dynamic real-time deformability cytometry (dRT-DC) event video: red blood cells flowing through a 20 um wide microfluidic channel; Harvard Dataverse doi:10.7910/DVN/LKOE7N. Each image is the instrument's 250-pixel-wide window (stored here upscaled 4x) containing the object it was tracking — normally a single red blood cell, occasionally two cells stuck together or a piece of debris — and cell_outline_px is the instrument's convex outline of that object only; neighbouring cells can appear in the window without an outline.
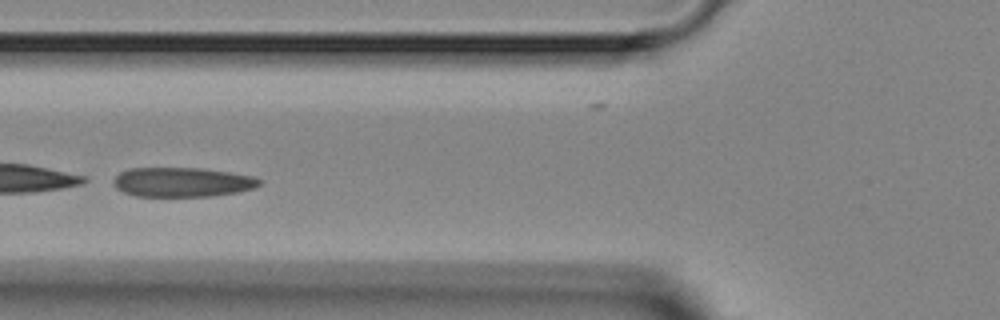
{"species": "Egyptian fruit bat (a non-hibernating species)", "species_latin": "Rousettus aegyptiacus", "temperature_condition": "room temperature", "stored_images_in_passage": 8, "camera_frame_rate_fps": 3000, "um_per_image_px": 0.085, "animal": {"sex": "female"}, "frame": {"image": 1, "passage_image": 6, "time_ms": 6.667, "image_size_px": [1000, 320], "cell_outline_px": [[264, 180], [256, 188], [236, 192], [212, 196], [136, 196], [124, 192], [116, 188], [112, 180], [120, 172], [128, 168], [200, 168], [228, 172], [252, 176]], "centroid_in_image_um": [15.49, 15.48], "position_along_channel_um": 110.3, "area_um2": 25.09}}
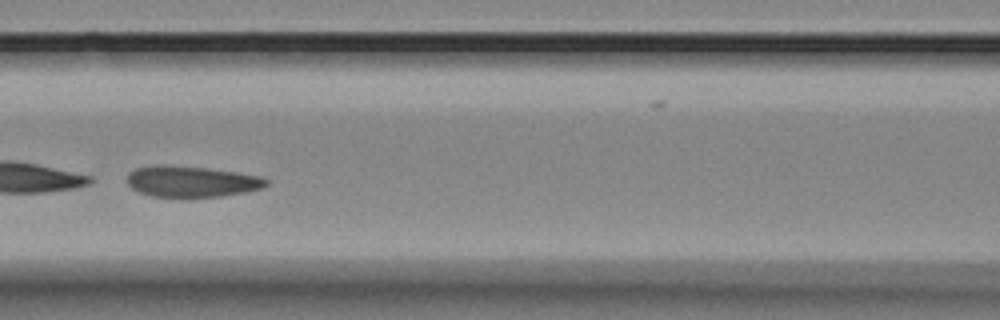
{"frame": {"image": 2, "passage_image": 7, "time_ms": 7.667, "image_size_px": [1000, 320], "cell_outline_px": [[268, 184], [260, 188], [244, 192], [220, 196], [180, 200], [152, 196], [140, 192], [132, 188], [124, 180], [128, 172], [136, 168], [152, 164], [164, 164], [208, 168], [236, 172], [260, 176], [268, 180]], "centroid_in_image_um": [16.18, 15.45], "position_along_channel_um": 150.4, "area_um2": 26.13}}
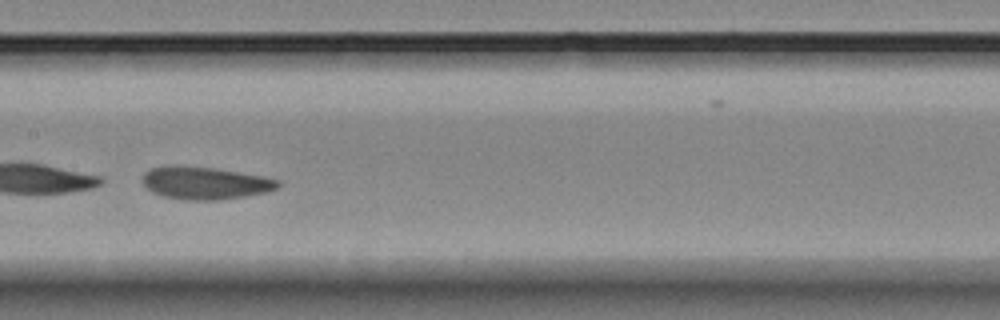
{"frame": {"image": 3, "passage_image": 8, "time_ms": 8.667, "image_size_px": [1000, 320], "cell_outline_px": [[280, 184], [276, 188], [268, 192], [220, 200], [184, 200], [164, 196], [152, 192], [144, 184], [144, 172], [152, 168], [168, 164], [176, 164], [212, 168], [264, 176], [280, 180]], "centroid_in_image_um": [17.43, 15.54], "position_along_channel_um": 190.0, "area_um2": 25.78}}